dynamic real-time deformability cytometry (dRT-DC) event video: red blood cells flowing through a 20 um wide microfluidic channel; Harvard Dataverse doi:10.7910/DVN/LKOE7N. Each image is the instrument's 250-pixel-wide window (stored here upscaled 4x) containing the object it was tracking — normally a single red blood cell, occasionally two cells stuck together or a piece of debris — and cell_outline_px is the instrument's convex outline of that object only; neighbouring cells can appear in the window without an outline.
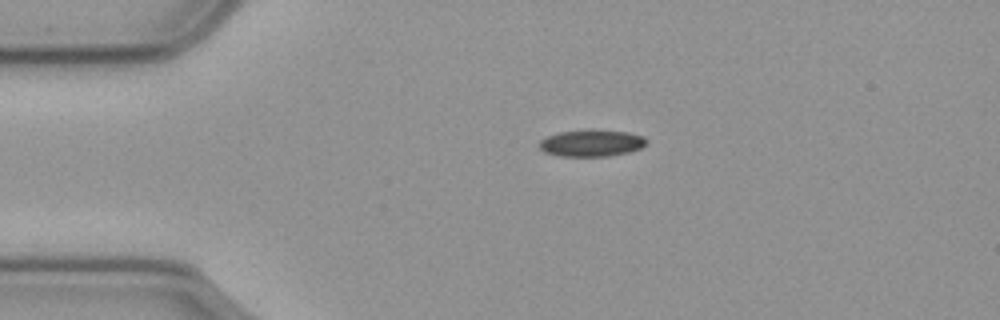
{"species": "common noctule bat (a hibernating species)", "species_latin": "Nyctalus noctula", "temperature_condition": "cold", "stored_images_in_passage": 46, "camera_frame_rate_fps": 3000, "um_per_image_px": 0.085, "animal": {"sex": "male", "body_mass_g": 23.1, "forearm_length_mm": 52.7}, "frame": {"image": 1, "passage_image": 1, "time_ms": 0.0, "image_size_px": [1000, 320], "cell_outline_px": [[648, 144], [640, 148], [628, 152], [608, 156], [560, 156], [544, 152], [540, 148], [540, 140], [548, 136], [560, 132], [628, 132], [644, 136], [648, 140]], "centroid_in_image_um": [50.31, 12.2], "position_along_channel_um": 34.7, "area_um2": 16.01}}
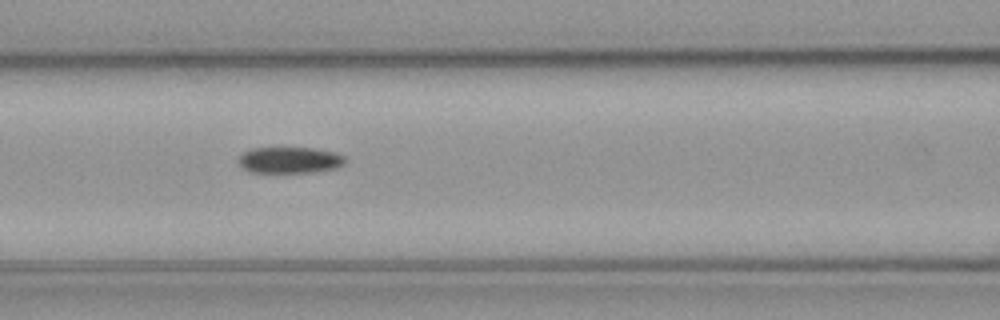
{"frame": {"image": 2, "passage_image": 13, "time_ms": 4.0, "image_size_px": [1000, 320], "cell_outline_px": [[344, 164], [336, 168], [312, 172], [248, 172], [240, 164], [240, 156], [244, 152], [252, 148], [312, 148], [336, 152], [344, 156]], "centroid_in_image_um": [24.64, 13.6], "position_along_channel_um": 142.0, "area_um2": 16.13}}
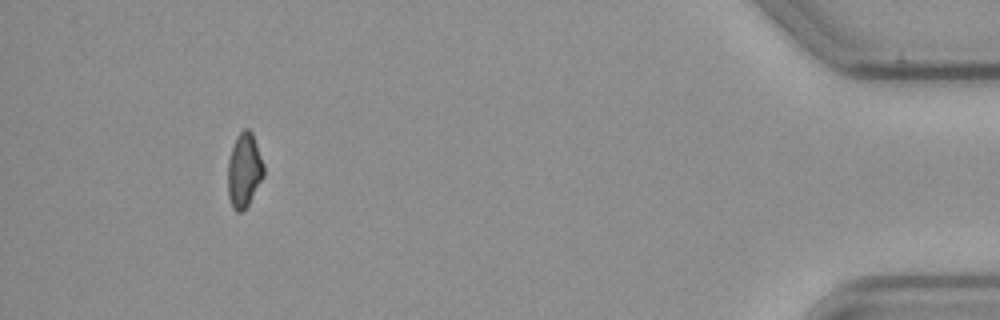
{"frame": {"image": 3, "passage_image": 42, "time_ms": 13.667, "image_size_px": [1000, 320], "cell_outline_px": [[264, 176], [248, 204], [240, 212], [236, 212], [232, 208], [228, 196], [228, 160], [236, 136], [244, 128], [248, 128], [252, 132], [264, 164]], "centroid_in_image_um": [20.75, 14.46], "position_along_channel_um": 414.4, "area_um2": 15.55}}